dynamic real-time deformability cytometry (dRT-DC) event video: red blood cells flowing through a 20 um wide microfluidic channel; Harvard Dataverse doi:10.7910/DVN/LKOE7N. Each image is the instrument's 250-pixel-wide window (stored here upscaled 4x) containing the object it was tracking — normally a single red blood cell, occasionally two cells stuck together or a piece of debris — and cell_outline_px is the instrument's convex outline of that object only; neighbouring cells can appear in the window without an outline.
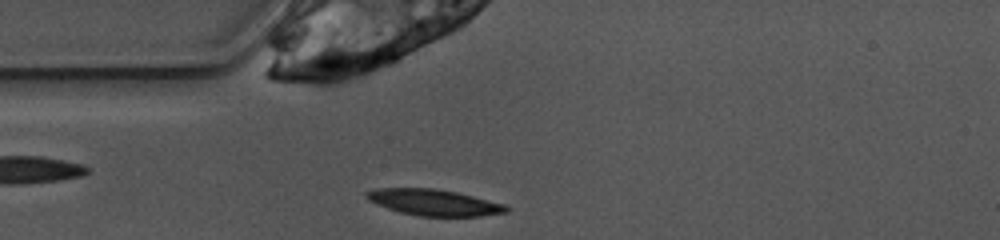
{"species": "common noctule bat (a hibernating species)", "species_latin": "Nyctalus noctula", "temperature_condition": "warm", "stored_images_in_passage": 35, "camera_frame_rate_fps": 3000, "um_per_image_px": 0.085, "animal": {"sex": "female", "body_mass_g": 10.0, "forearm_length_mm": 53.1}, "frame": {"image": 1, "passage_image": 4, "time_ms": 1.0, "image_size_px": [1000, 240], "cell_outline_px": [[512, 208], [508, 212], [480, 216], [420, 216], [400, 212], [376, 204], [368, 200], [364, 196], [364, 192], [376, 188], [436, 188], [456, 192], [508, 204]], "centroid_in_image_um": [36.92, 17.2], "position_along_channel_um": 48.1, "area_um2": 21.62}}
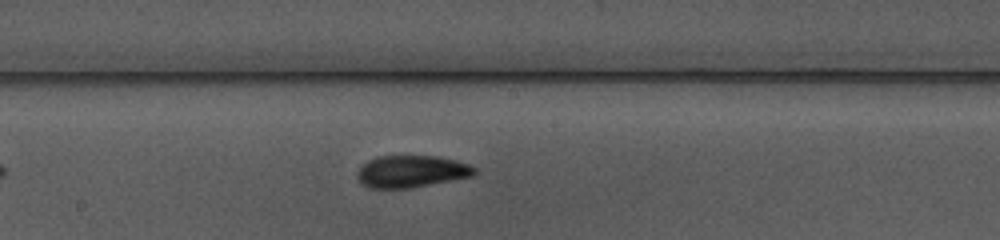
{"frame": {"image": 2, "passage_image": 17, "time_ms": 5.333, "image_size_px": [1000, 240], "cell_outline_px": [[476, 172], [472, 176], [408, 188], [368, 188], [356, 176], [356, 172], [368, 160], [380, 156], [440, 156], [456, 160], [468, 164], [476, 168]], "centroid_in_image_um": [34.97, 14.56], "position_along_channel_um": 213.2, "area_um2": 21.68}}
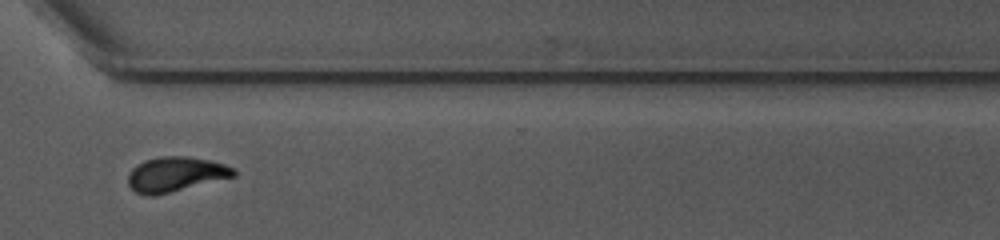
{"frame": {"image": 3, "passage_image": 28, "time_ms": 9.0, "image_size_px": [1000, 240], "cell_outline_px": [[236, 176], [152, 196], [144, 196], [136, 192], [128, 184], [128, 176], [132, 168], [136, 164], [144, 160], [160, 156], [188, 156], [208, 160], [224, 164], [236, 168]], "centroid_in_image_um": [14.91, 14.8], "position_along_channel_um": 355.7, "area_um2": 21.39}, "authors_computed_cell_mechanics": {"area_um2": 21.386, "velocity_mm_per_s": 3.8882, "shape_relaxation_time_tau1_ms": 4.3873, "shape_relaxation_time_tau2_ms": 3.1925, "deformation_change_tau1": 0.1915, "deformation_change_tau2": 0.0534}}